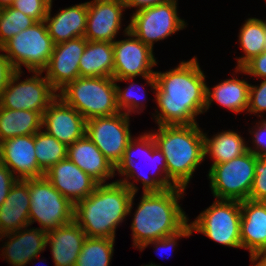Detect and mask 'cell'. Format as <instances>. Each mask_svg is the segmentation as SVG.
Wrapping results in <instances>:
<instances>
[{"label":"cell","instance_id":"obj_23","mask_svg":"<svg viewBox=\"0 0 266 266\" xmlns=\"http://www.w3.org/2000/svg\"><path fill=\"white\" fill-rule=\"evenodd\" d=\"M241 249L249 250L250 259L266 249V202H241Z\"/></svg>","mask_w":266,"mask_h":266},{"label":"cell","instance_id":"obj_3","mask_svg":"<svg viewBox=\"0 0 266 266\" xmlns=\"http://www.w3.org/2000/svg\"><path fill=\"white\" fill-rule=\"evenodd\" d=\"M185 191L174 187L160 192H142L131 223L134 248L173 235L189 223L186 212L179 205Z\"/></svg>","mask_w":266,"mask_h":266},{"label":"cell","instance_id":"obj_39","mask_svg":"<svg viewBox=\"0 0 266 266\" xmlns=\"http://www.w3.org/2000/svg\"><path fill=\"white\" fill-rule=\"evenodd\" d=\"M249 131L252 136V147L248 146V150L257 156L266 155V119H260ZM255 129V130H254Z\"/></svg>","mask_w":266,"mask_h":266},{"label":"cell","instance_id":"obj_25","mask_svg":"<svg viewBox=\"0 0 266 266\" xmlns=\"http://www.w3.org/2000/svg\"><path fill=\"white\" fill-rule=\"evenodd\" d=\"M30 194L28 184L17 180L5 202L0 205V234L25 228L29 222Z\"/></svg>","mask_w":266,"mask_h":266},{"label":"cell","instance_id":"obj_32","mask_svg":"<svg viewBox=\"0 0 266 266\" xmlns=\"http://www.w3.org/2000/svg\"><path fill=\"white\" fill-rule=\"evenodd\" d=\"M35 155L38 166L45 173L67 158V146L41 129L35 134Z\"/></svg>","mask_w":266,"mask_h":266},{"label":"cell","instance_id":"obj_12","mask_svg":"<svg viewBox=\"0 0 266 266\" xmlns=\"http://www.w3.org/2000/svg\"><path fill=\"white\" fill-rule=\"evenodd\" d=\"M23 71L16 70L1 91L0 107L10 110H31L42 115L58 96L42 71H32L30 78L20 80ZM20 81V82H19Z\"/></svg>","mask_w":266,"mask_h":266},{"label":"cell","instance_id":"obj_30","mask_svg":"<svg viewBox=\"0 0 266 266\" xmlns=\"http://www.w3.org/2000/svg\"><path fill=\"white\" fill-rule=\"evenodd\" d=\"M238 40L244 54L236 58V68H242L254 56L265 51V21L256 17L246 19L240 27Z\"/></svg>","mask_w":266,"mask_h":266},{"label":"cell","instance_id":"obj_36","mask_svg":"<svg viewBox=\"0 0 266 266\" xmlns=\"http://www.w3.org/2000/svg\"><path fill=\"white\" fill-rule=\"evenodd\" d=\"M249 200L266 202V155L258 156Z\"/></svg>","mask_w":266,"mask_h":266},{"label":"cell","instance_id":"obj_5","mask_svg":"<svg viewBox=\"0 0 266 266\" xmlns=\"http://www.w3.org/2000/svg\"><path fill=\"white\" fill-rule=\"evenodd\" d=\"M137 155L144 158L143 160L141 157L142 162L138 163L143 164L144 161L145 164L144 166L142 165L143 167L137 164ZM147 167L152 169L149 174L143 172ZM166 169V158L156 146L151 132L147 131L138 137L133 136L130 139L129 144L125 149L124 157L116 167L117 174L121 177L124 176L125 178H121L117 181L125 184L133 193H138L139 188L137 187V182L140 181L143 186V192H160L162 190L176 187L168 179Z\"/></svg>","mask_w":266,"mask_h":266},{"label":"cell","instance_id":"obj_1","mask_svg":"<svg viewBox=\"0 0 266 266\" xmlns=\"http://www.w3.org/2000/svg\"><path fill=\"white\" fill-rule=\"evenodd\" d=\"M196 56L180 61L169 71H155L157 107L153 119L157 125L196 124V117L204 114L206 75ZM159 110V111H158Z\"/></svg>","mask_w":266,"mask_h":266},{"label":"cell","instance_id":"obj_42","mask_svg":"<svg viewBox=\"0 0 266 266\" xmlns=\"http://www.w3.org/2000/svg\"><path fill=\"white\" fill-rule=\"evenodd\" d=\"M3 52V53H1ZM0 95L1 91L10 81L12 75L16 71L11 62L8 60L4 54V50L0 47Z\"/></svg>","mask_w":266,"mask_h":266},{"label":"cell","instance_id":"obj_41","mask_svg":"<svg viewBox=\"0 0 266 266\" xmlns=\"http://www.w3.org/2000/svg\"><path fill=\"white\" fill-rule=\"evenodd\" d=\"M17 180L13 173L0 162V205L5 202L12 186Z\"/></svg>","mask_w":266,"mask_h":266},{"label":"cell","instance_id":"obj_45","mask_svg":"<svg viewBox=\"0 0 266 266\" xmlns=\"http://www.w3.org/2000/svg\"><path fill=\"white\" fill-rule=\"evenodd\" d=\"M13 0H0V9L11 6Z\"/></svg>","mask_w":266,"mask_h":266},{"label":"cell","instance_id":"obj_19","mask_svg":"<svg viewBox=\"0 0 266 266\" xmlns=\"http://www.w3.org/2000/svg\"><path fill=\"white\" fill-rule=\"evenodd\" d=\"M29 227L30 225L0 235V241L8 238L2 246L3 249H0L2 250L0 255L4 256L3 258L12 266H25L37 259L46 249L47 233L39 227Z\"/></svg>","mask_w":266,"mask_h":266},{"label":"cell","instance_id":"obj_20","mask_svg":"<svg viewBox=\"0 0 266 266\" xmlns=\"http://www.w3.org/2000/svg\"><path fill=\"white\" fill-rule=\"evenodd\" d=\"M44 176L73 204L88 197L98 183L68 158L53 165Z\"/></svg>","mask_w":266,"mask_h":266},{"label":"cell","instance_id":"obj_6","mask_svg":"<svg viewBox=\"0 0 266 266\" xmlns=\"http://www.w3.org/2000/svg\"><path fill=\"white\" fill-rule=\"evenodd\" d=\"M85 120L119 113L113 77H78L59 93Z\"/></svg>","mask_w":266,"mask_h":266},{"label":"cell","instance_id":"obj_38","mask_svg":"<svg viewBox=\"0 0 266 266\" xmlns=\"http://www.w3.org/2000/svg\"><path fill=\"white\" fill-rule=\"evenodd\" d=\"M192 234L193 233H192L191 225L188 223L179 232H177L173 235L161 238V239H157V240H153V241H149L147 243H144L138 250H140L142 252L149 245H151V246L154 245V248H155L156 252H158V254H159V251H161L162 253H163V251L168 253L169 250L171 251V253H173L175 250V247L178 246V244H177L178 239H181L182 237L188 238ZM162 253H160V254H162Z\"/></svg>","mask_w":266,"mask_h":266},{"label":"cell","instance_id":"obj_4","mask_svg":"<svg viewBox=\"0 0 266 266\" xmlns=\"http://www.w3.org/2000/svg\"><path fill=\"white\" fill-rule=\"evenodd\" d=\"M150 132L166 158L168 179L176 187L187 189L197 167L205 160L204 132L198 123L158 125V130Z\"/></svg>","mask_w":266,"mask_h":266},{"label":"cell","instance_id":"obj_47","mask_svg":"<svg viewBox=\"0 0 266 266\" xmlns=\"http://www.w3.org/2000/svg\"><path fill=\"white\" fill-rule=\"evenodd\" d=\"M265 50H266V20H265Z\"/></svg>","mask_w":266,"mask_h":266},{"label":"cell","instance_id":"obj_34","mask_svg":"<svg viewBox=\"0 0 266 266\" xmlns=\"http://www.w3.org/2000/svg\"><path fill=\"white\" fill-rule=\"evenodd\" d=\"M135 78H124V79H115L116 82V97H117V107L120 112H123L127 115H132V113L140 114L143 112L145 105L144 101L146 99L145 90L143 91L144 95H139V93L134 90L139 87L137 84L135 85L134 82H132ZM127 81L129 86L125 87L123 90L122 88L117 84V82H123ZM131 81V82H130ZM141 87H139L140 89ZM142 90V88H141ZM142 99H141V97ZM141 99V100H140ZM142 101V102H141Z\"/></svg>","mask_w":266,"mask_h":266},{"label":"cell","instance_id":"obj_8","mask_svg":"<svg viewBox=\"0 0 266 266\" xmlns=\"http://www.w3.org/2000/svg\"><path fill=\"white\" fill-rule=\"evenodd\" d=\"M257 155L249 150L228 162L210 166L208 180L215 199L245 201L255 177Z\"/></svg>","mask_w":266,"mask_h":266},{"label":"cell","instance_id":"obj_29","mask_svg":"<svg viewBox=\"0 0 266 266\" xmlns=\"http://www.w3.org/2000/svg\"><path fill=\"white\" fill-rule=\"evenodd\" d=\"M41 129L40 112L0 107V143L18 136L36 134Z\"/></svg>","mask_w":266,"mask_h":266},{"label":"cell","instance_id":"obj_7","mask_svg":"<svg viewBox=\"0 0 266 266\" xmlns=\"http://www.w3.org/2000/svg\"><path fill=\"white\" fill-rule=\"evenodd\" d=\"M29 187L30 226L34 222L46 233L74 221V204L45 177L25 179Z\"/></svg>","mask_w":266,"mask_h":266},{"label":"cell","instance_id":"obj_40","mask_svg":"<svg viewBox=\"0 0 266 266\" xmlns=\"http://www.w3.org/2000/svg\"><path fill=\"white\" fill-rule=\"evenodd\" d=\"M239 72L257 79H266V50L260 55L254 56L242 68L235 67V73Z\"/></svg>","mask_w":266,"mask_h":266},{"label":"cell","instance_id":"obj_13","mask_svg":"<svg viewBox=\"0 0 266 266\" xmlns=\"http://www.w3.org/2000/svg\"><path fill=\"white\" fill-rule=\"evenodd\" d=\"M123 32L126 39L113 42V78L143 77L155 93L157 82L153 67L157 66V58H155L154 50L134 36L129 31V26L125 27Z\"/></svg>","mask_w":266,"mask_h":266},{"label":"cell","instance_id":"obj_43","mask_svg":"<svg viewBox=\"0 0 266 266\" xmlns=\"http://www.w3.org/2000/svg\"><path fill=\"white\" fill-rule=\"evenodd\" d=\"M173 0H122L126 9L127 8H137L136 10H140L145 7H150L154 5H158L160 3H166Z\"/></svg>","mask_w":266,"mask_h":266},{"label":"cell","instance_id":"obj_15","mask_svg":"<svg viewBox=\"0 0 266 266\" xmlns=\"http://www.w3.org/2000/svg\"><path fill=\"white\" fill-rule=\"evenodd\" d=\"M86 44L84 37L55 44L49 63L42 72H46L45 77L57 93L80 77L79 61Z\"/></svg>","mask_w":266,"mask_h":266},{"label":"cell","instance_id":"obj_2","mask_svg":"<svg viewBox=\"0 0 266 266\" xmlns=\"http://www.w3.org/2000/svg\"><path fill=\"white\" fill-rule=\"evenodd\" d=\"M135 194L117 180L98 184L88 197L74 204V221L87 237L116 239V228L130 215Z\"/></svg>","mask_w":266,"mask_h":266},{"label":"cell","instance_id":"obj_35","mask_svg":"<svg viewBox=\"0 0 266 266\" xmlns=\"http://www.w3.org/2000/svg\"><path fill=\"white\" fill-rule=\"evenodd\" d=\"M52 0H13L11 7L32 17L36 22L44 21Z\"/></svg>","mask_w":266,"mask_h":266},{"label":"cell","instance_id":"obj_26","mask_svg":"<svg viewBox=\"0 0 266 266\" xmlns=\"http://www.w3.org/2000/svg\"><path fill=\"white\" fill-rule=\"evenodd\" d=\"M232 77L219 82L212 89L206 82L204 113L214 101L234 113H247L250 83L245 79H238L235 75Z\"/></svg>","mask_w":266,"mask_h":266},{"label":"cell","instance_id":"obj_44","mask_svg":"<svg viewBox=\"0 0 266 266\" xmlns=\"http://www.w3.org/2000/svg\"><path fill=\"white\" fill-rule=\"evenodd\" d=\"M253 266H266V249L256 253L251 259ZM255 262V263H254Z\"/></svg>","mask_w":266,"mask_h":266},{"label":"cell","instance_id":"obj_33","mask_svg":"<svg viewBox=\"0 0 266 266\" xmlns=\"http://www.w3.org/2000/svg\"><path fill=\"white\" fill-rule=\"evenodd\" d=\"M36 21L21 11L9 6L0 9V47L14 35L31 27Z\"/></svg>","mask_w":266,"mask_h":266},{"label":"cell","instance_id":"obj_11","mask_svg":"<svg viewBox=\"0 0 266 266\" xmlns=\"http://www.w3.org/2000/svg\"><path fill=\"white\" fill-rule=\"evenodd\" d=\"M178 0L135 10L128 24L129 31L154 49V43L167 39L188 25L178 15Z\"/></svg>","mask_w":266,"mask_h":266},{"label":"cell","instance_id":"obj_17","mask_svg":"<svg viewBox=\"0 0 266 266\" xmlns=\"http://www.w3.org/2000/svg\"><path fill=\"white\" fill-rule=\"evenodd\" d=\"M88 3V18L84 38L87 41L113 43L122 28L123 12L126 7L122 0H92Z\"/></svg>","mask_w":266,"mask_h":266},{"label":"cell","instance_id":"obj_16","mask_svg":"<svg viewBox=\"0 0 266 266\" xmlns=\"http://www.w3.org/2000/svg\"><path fill=\"white\" fill-rule=\"evenodd\" d=\"M42 129L69 146L85 135L86 120L76 109L57 96L42 115Z\"/></svg>","mask_w":266,"mask_h":266},{"label":"cell","instance_id":"obj_21","mask_svg":"<svg viewBox=\"0 0 266 266\" xmlns=\"http://www.w3.org/2000/svg\"><path fill=\"white\" fill-rule=\"evenodd\" d=\"M67 158L98 184H106L109 178L116 176V168L86 134L67 146Z\"/></svg>","mask_w":266,"mask_h":266},{"label":"cell","instance_id":"obj_10","mask_svg":"<svg viewBox=\"0 0 266 266\" xmlns=\"http://www.w3.org/2000/svg\"><path fill=\"white\" fill-rule=\"evenodd\" d=\"M192 233H202L214 242L233 248H241V202L215 201L189 223Z\"/></svg>","mask_w":266,"mask_h":266},{"label":"cell","instance_id":"obj_46","mask_svg":"<svg viewBox=\"0 0 266 266\" xmlns=\"http://www.w3.org/2000/svg\"><path fill=\"white\" fill-rule=\"evenodd\" d=\"M143 266H161V265H157V264H153L152 262L150 263V264H148V265H143Z\"/></svg>","mask_w":266,"mask_h":266},{"label":"cell","instance_id":"obj_28","mask_svg":"<svg viewBox=\"0 0 266 266\" xmlns=\"http://www.w3.org/2000/svg\"><path fill=\"white\" fill-rule=\"evenodd\" d=\"M245 138L234 130H223L217 132L212 137L204 133V152L206 156H210L212 160L211 166L219 163L228 162L248 151V144Z\"/></svg>","mask_w":266,"mask_h":266},{"label":"cell","instance_id":"obj_9","mask_svg":"<svg viewBox=\"0 0 266 266\" xmlns=\"http://www.w3.org/2000/svg\"><path fill=\"white\" fill-rule=\"evenodd\" d=\"M54 46L45 22L39 21L14 35L2 48L15 70L22 71L24 65L30 73L47 67Z\"/></svg>","mask_w":266,"mask_h":266},{"label":"cell","instance_id":"obj_24","mask_svg":"<svg viewBox=\"0 0 266 266\" xmlns=\"http://www.w3.org/2000/svg\"><path fill=\"white\" fill-rule=\"evenodd\" d=\"M86 238L75 221L47 232L46 247L50 246L54 266H75Z\"/></svg>","mask_w":266,"mask_h":266},{"label":"cell","instance_id":"obj_22","mask_svg":"<svg viewBox=\"0 0 266 266\" xmlns=\"http://www.w3.org/2000/svg\"><path fill=\"white\" fill-rule=\"evenodd\" d=\"M52 3L48 14L44 19L48 33L54 44L84 37L88 18V3H79L64 9H60L56 15L51 16Z\"/></svg>","mask_w":266,"mask_h":266},{"label":"cell","instance_id":"obj_27","mask_svg":"<svg viewBox=\"0 0 266 266\" xmlns=\"http://www.w3.org/2000/svg\"><path fill=\"white\" fill-rule=\"evenodd\" d=\"M113 43L87 41L79 61L80 77H113Z\"/></svg>","mask_w":266,"mask_h":266},{"label":"cell","instance_id":"obj_18","mask_svg":"<svg viewBox=\"0 0 266 266\" xmlns=\"http://www.w3.org/2000/svg\"><path fill=\"white\" fill-rule=\"evenodd\" d=\"M0 162L18 180L40 178V169L35 155V134L18 136L0 143Z\"/></svg>","mask_w":266,"mask_h":266},{"label":"cell","instance_id":"obj_31","mask_svg":"<svg viewBox=\"0 0 266 266\" xmlns=\"http://www.w3.org/2000/svg\"><path fill=\"white\" fill-rule=\"evenodd\" d=\"M115 239L87 237L75 266H110Z\"/></svg>","mask_w":266,"mask_h":266},{"label":"cell","instance_id":"obj_37","mask_svg":"<svg viewBox=\"0 0 266 266\" xmlns=\"http://www.w3.org/2000/svg\"><path fill=\"white\" fill-rule=\"evenodd\" d=\"M264 112H266V79L261 80L259 85L250 84L247 108V113L261 118Z\"/></svg>","mask_w":266,"mask_h":266},{"label":"cell","instance_id":"obj_14","mask_svg":"<svg viewBox=\"0 0 266 266\" xmlns=\"http://www.w3.org/2000/svg\"><path fill=\"white\" fill-rule=\"evenodd\" d=\"M129 126L130 115L119 112L87 120L85 134L116 168L132 138Z\"/></svg>","mask_w":266,"mask_h":266}]
</instances>
